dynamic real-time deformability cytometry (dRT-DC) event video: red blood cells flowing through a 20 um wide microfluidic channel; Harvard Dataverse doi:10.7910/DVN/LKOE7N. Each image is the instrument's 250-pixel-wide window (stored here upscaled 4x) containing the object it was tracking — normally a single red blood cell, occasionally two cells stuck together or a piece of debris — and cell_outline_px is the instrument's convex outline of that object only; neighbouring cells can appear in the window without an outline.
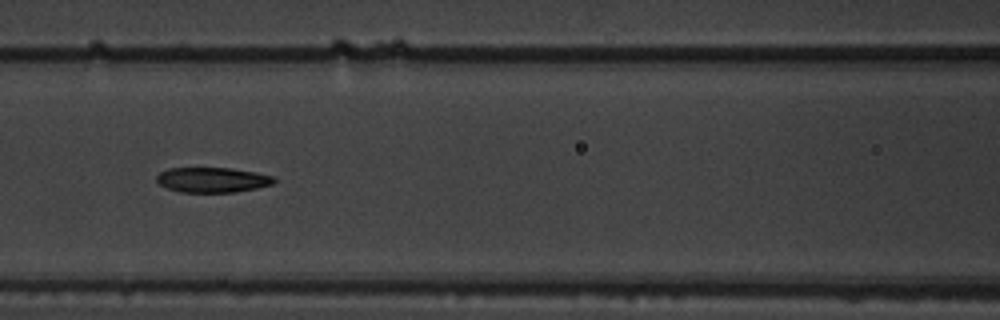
{"species": "common noctule bat (a hibernating species)", "species_latin": "Nyctalus noctula", "temperature_condition": "warm", "stored_images_in_passage": 9, "camera_frame_rate_fps": 3000, "um_per_image_px": 0.085, "animal": {"sex": "male", "body_mass_g": 19.5, "forearm_length_mm": 54.6}, "frame": {"image": 1, "passage_image": 7, "time_ms": 8.0, "image_size_px": [1000, 320], "cell_outline_px": [[276, 180], [272, 184], [256, 188], [236, 192], [180, 192], [168, 188], [160, 184], [156, 180], [156, 176], [160, 172], [168, 168], [232, 168], [256, 172], [272, 176]], "centroid_in_image_um": [18.05, 15.28], "position_along_channel_um": 148.6, "area_um2": 17.11}}
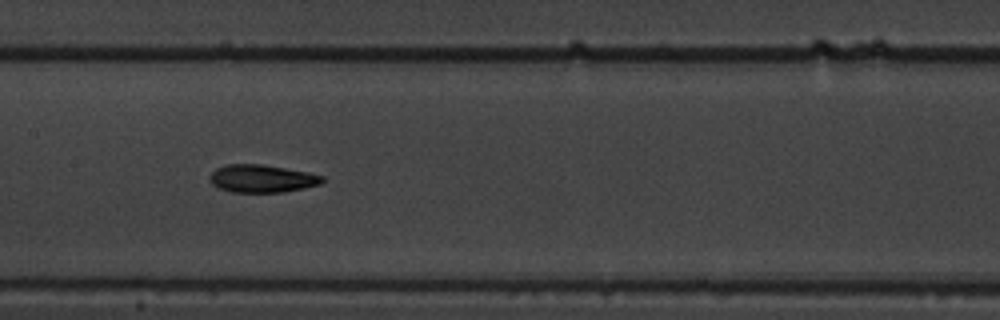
{"frame": {"image": 2, "passage_image": 8, "time_ms": 9.0, "image_size_px": [1000, 320], "cell_outline_px": [[324, 180], [320, 184], [304, 188], [284, 192], [232, 192], [220, 188], [212, 184], [208, 180], [208, 176], [216, 168], [228, 164], [260, 164], [308, 172], [324, 176]], "centroid_in_image_um": [22.25, 15.18], "position_along_channel_um": 185.2, "area_um2": 18.21}}
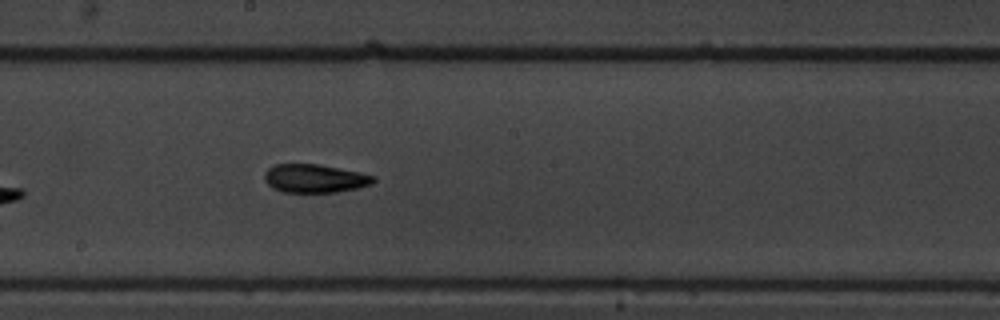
{"frame": {"image": 3, "passage_image": 9, "time_ms": 10.0, "image_size_px": [1000, 320], "cell_outline_px": [[376, 180], [372, 184], [356, 188], [336, 192], [284, 192], [268, 184], [264, 180], [264, 172], [268, 168], [276, 164], [320, 164], [360, 172], [376, 176]], "centroid_in_image_um": [26.78, 15.15], "position_along_channel_um": 221.4, "area_um2": 18.03}}